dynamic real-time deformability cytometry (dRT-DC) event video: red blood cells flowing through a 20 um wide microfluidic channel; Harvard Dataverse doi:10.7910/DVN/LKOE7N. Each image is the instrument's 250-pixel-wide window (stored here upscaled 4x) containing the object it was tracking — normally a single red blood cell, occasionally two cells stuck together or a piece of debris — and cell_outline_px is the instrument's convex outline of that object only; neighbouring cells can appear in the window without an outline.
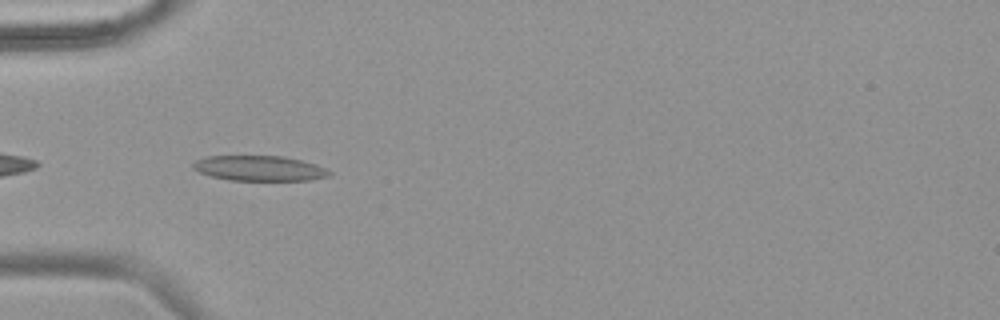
{"species": "common noctule bat (a hibernating species)", "species_latin": "Nyctalus noctula", "temperature_condition": "warm", "stored_images_in_passage": 31, "camera_frame_rate_fps": 3000, "um_per_image_px": 0.085, "animal": {"sex": "female", "body_mass_g": 18.4}, "frame": {"image": 1, "passage_image": 2, "time_ms": 0.333, "image_size_px": [1000, 320], "cell_outline_px": [[332, 176], [312, 180], [228, 180], [212, 176], [200, 172], [192, 168], [192, 164], [196, 160], [208, 156], [284, 156], [316, 164], [332, 172]], "centroid_in_image_um": [22.08, 14.3], "position_along_channel_um": 62.9, "area_um2": 20.0}}
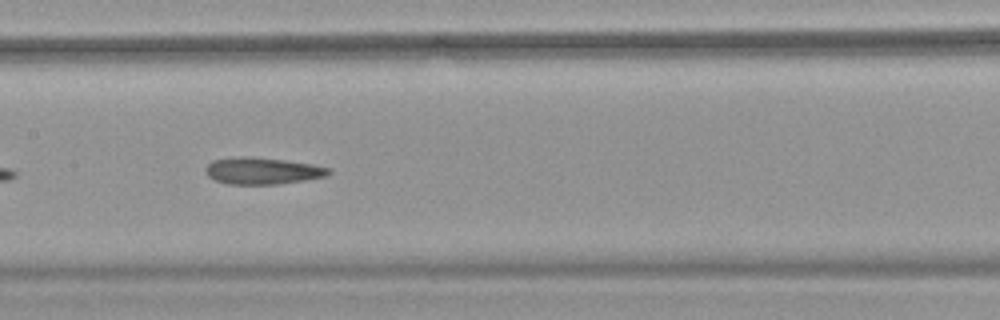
{"frame": {"image": 2, "passage_image": 12, "time_ms": 3.667, "image_size_px": [1000, 320], "cell_outline_px": [[332, 172], [328, 176], [280, 184], [228, 184], [216, 180], [208, 176], [204, 168], [212, 160], [240, 156], [252, 156], [284, 160], [312, 164], [332, 168]], "centroid_in_image_um": [22.33, 14.51], "position_along_channel_um": 185.1, "area_um2": 19.36}}
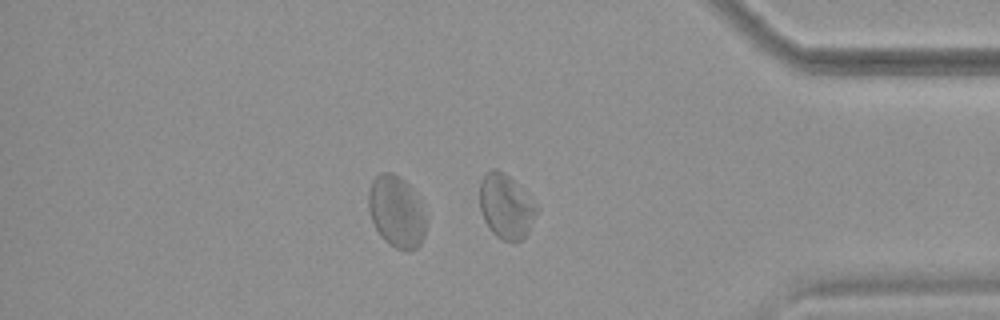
{"frame": {"image": 3, "passage_image": 30, "time_ms": 9.667, "image_size_px": [1000, 320], "cell_outline_px": [[428, 216], [424, 236], [420, 244], [416, 248], [396, 248], [388, 244], [380, 236], [372, 220], [368, 208], [368, 192], [372, 180], [380, 172], [392, 172], [400, 176], [412, 188]], "centroid_in_image_um": [33.71, 17.96], "position_along_channel_um": 401.5, "area_um2": 24.22}, "authors_computed_cell_mechanics": {"area_um2": 19.4786, "velocity_mm_per_s": 3.7706, "shape_relaxation_time_tau1_ms": null, "shape_relaxation_time_tau2_ms": 3.0637, "deformation_change_tau1": null, "deformation_change_tau2": 0.0992}}